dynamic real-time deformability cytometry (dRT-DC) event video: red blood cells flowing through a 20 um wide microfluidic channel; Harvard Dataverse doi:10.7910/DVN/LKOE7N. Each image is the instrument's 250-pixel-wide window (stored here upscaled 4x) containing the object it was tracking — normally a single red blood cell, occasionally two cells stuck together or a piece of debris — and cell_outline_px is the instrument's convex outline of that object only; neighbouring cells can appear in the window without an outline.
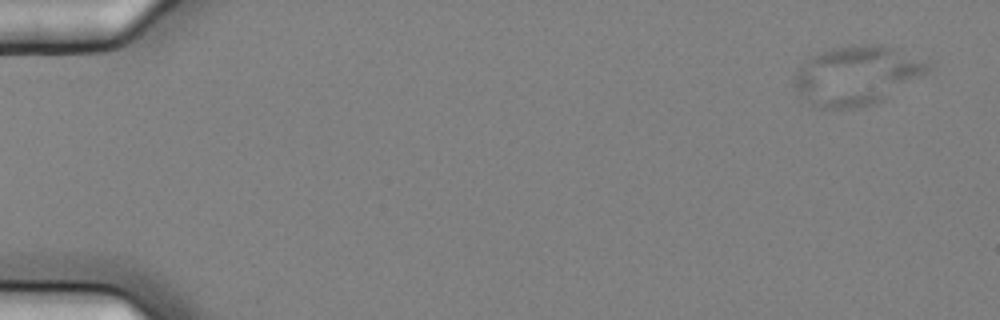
{"species": "common noctule bat (a hibernating species)", "species_latin": "Nyctalus noctula", "temperature_condition": "cold", "stored_images_in_passage": 5, "camera_frame_rate_fps": 3000, "um_per_image_px": 0.085, "animal": {"sex": "female", "body_mass_g": 25.1}, "frame": {"image": 1, "passage_image": 1, "time_ms": 0.0, "image_size_px": [1000, 320], "cell_outline_px": [[936, 60], [928, 72], [884, 100], [860, 108], [820, 108], [812, 104], [800, 96], [792, 80], [796, 72], [808, 56], [828, 48], [860, 44], [884, 44], [900, 48]], "centroid_in_image_um": [72.92, 6.36], "position_along_channel_um": 12.1, "area_um2": 47.4}}
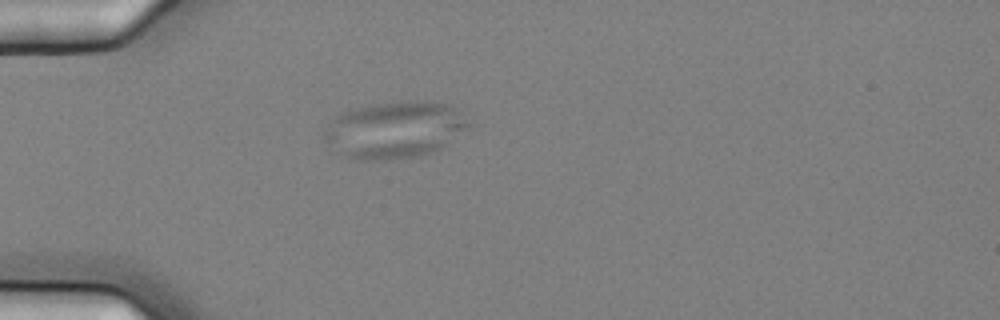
{"frame": {"image": 2, "passage_image": 5, "time_ms": 1.333, "image_size_px": [1000, 320], "cell_outline_px": [[472, 124], [448, 144], [440, 148], [428, 152], [412, 156], [372, 160], [360, 160], [332, 152], [324, 136], [324, 132], [336, 116], [340, 112], [348, 108], [372, 104], [416, 100], [428, 100], [452, 104]], "centroid_in_image_um": [33.54, 11.0], "position_along_channel_um": 51.5, "area_um2": 47.86}}